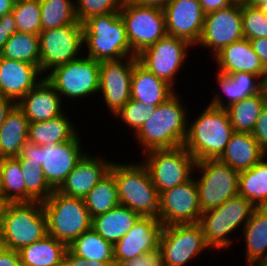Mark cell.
I'll return each mask as SVG.
<instances>
[{"mask_svg":"<svg viewBox=\"0 0 267 266\" xmlns=\"http://www.w3.org/2000/svg\"><path fill=\"white\" fill-rule=\"evenodd\" d=\"M176 92L156 106L154 114L134 135L144 153L154 149L184 146L188 133V117Z\"/></svg>","mask_w":267,"mask_h":266,"instance_id":"1","label":"cell"},{"mask_svg":"<svg viewBox=\"0 0 267 266\" xmlns=\"http://www.w3.org/2000/svg\"><path fill=\"white\" fill-rule=\"evenodd\" d=\"M187 126L184 147L196 161L218 159L234 133L226 109L210 105Z\"/></svg>","mask_w":267,"mask_h":266,"instance_id":"2","label":"cell"},{"mask_svg":"<svg viewBox=\"0 0 267 266\" xmlns=\"http://www.w3.org/2000/svg\"><path fill=\"white\" fill-rule=\"evenodd\" d=\"M47 235L42 202L5 203L0 222V246L19 251Z\"/></svg>","mask_w":267,"mask_h":266,"instance_id":"3","label":"cell"},{"mask_svg":"<svg viewBox=\"0 0 267 266\" xmlns=\"http://www.w3.org/2000/svg\"><path fill=\"white\" fill-rule=\"evenodd\" d=\"M83 45L87 57L97 60H119L136 56L127 38L125 23L119 12L95 15L83 23Z\"/></svg>","mask_w":267,"mask_h":266,"instance_id":"4","label":"cell"},{"mask_svg":"<svg viewBox=\"0 0 267 266\" xmlns=\"http://www.w3.org/2000/svg\"><path fill=\"white\" fill-rule=\"evenodd\" d=\"M115 178L120 205L141 216L158 218L159 193L143 163H112L109 171Z\"/></svg>","mask_w":267,"mask_h":266,"instance_id":"5","label":"cell"},{"mask_svg":"<svg viewBox=\"0 0 267 266\" xmlns=\"http://www.w3.org/2000/svg\"><path fill=\"white\" fill-rule=\"evenodd\" d=\"M42 205L47 217V234L67 246L91 229L92 218L82 198L68 197L54 190Z\"/></svg>","mask_w":267,"mask_h":266,"instance_id":"6","label":"cell"},{"mask_svg":"<svg viewBox=\"0 0 267 266\" xmlns=\"http://www.w3.org/2000/svg\"><path fill=\"white\" fill-rule=\"evenodd\" d=\"M256 207L243 196L229 198L219 207L203 212L198 224L207 245L213 249H226L232 243L228 236L235 229L244 228Z\"/></svg>","mask_w":267,"mask_h":266,"instance_id":"7","label":"cell"},{"mask_svg":"<svg viewBox=\"0 0 267 266\" xmlns=\"http://www.w3.org/2000/svg\"><path fill=\"white\" fill-rule=\"evenodd\" d=\"M142 163L151 176L158 193L182 185L194 176L196 160L184 146L172 149H154L145 152Z\"/></svg>","mask_w":267,"mask_h":266,"instance_id":"8","label":"cell"},{"mask_svg":"<svg viewBox=\"0 0 267 266\" xmlns=\"http://www.w3.org/2000/svg\"><path fill=\"white\" fill-rule=\"evenodd\" d=\"M195 170L202 174L195 178L202 213L238 195L239 172L229 165L218 159H207L197 161Z\"/></svg>","mask_w":267,"mask_h":266,"instance_id":"9","label":"cell"},{"mask_svg":"<svg viewBox=\"0 0 267 266\" xmlns=\"http://www.w3.org/2000/svg\"><path fill=\"white\" fill-rule=\"evenodd\" d=\"M45 76L62 97L70 100L99 93L100 61L83 57L56 66Z\"/></svg>","mask_w":267,"mask_h":266,"instance_id":"10","label":"cell"},{"mask_svg":"<svg viewBox=\"0 0 267 266\" xmlns=\"http://www.w3.org/2000/svg\"><path fill=\"white\" fill-rule=\"evenodd\" d=\"M131 50L137 56L167 35L164 11L124 0L119 11Z\"/></svg>","mask_w":267,"mask_h":266,"instance_id":"11","label":"cell"},{"mask_svg":"<svg viewBox=\"0 0 267 266\" xmlns=\"http://www.w3.org/2000/svg\"><path fill=\"white\" fill-rule=\"evenodd\" d=\"M207 245L198 223L163 226L159 238V251L164 266H184L203 251Z\"/></svg>","mask_w":267,"mask_h":266,"instance_id":"12","label":"cell"},{"mask_svg":"<svg viewBox=\"0 0 267 266\" xmlns=\"http://www.w3.org/2000/svg\"><path fill=\"white\" fill-rule=\"evenodd\" d=\"M82 44L83 24L79 21L67 26L42 30L39 33L42 74L51 71L56 66L80 58L78 55L83 47Z\"/></svg>","mask_w":267,"mask_h":266,"instance_id":"13","label":"cell"},{"mask_svg":"<svg viewBox=\"0 0 267 266\" xmlns=\"http://www.w3.org/2000/svg\"><path fill=\"white\" fill-rule=\"evenodd\" d=\"M192 46L184 39L166 35L138 54V62L149 72L174 86L173 79L188 57V48Z\"/></svg>","mask_w":267,"mask_h":266,"instance_id":"14","label":"cell"},{"mask_svg":"<svg viewBox=\"0 0 267 266\" xmlns=\"http://www.w3.org/2000/svg\"><path fill=\"white\" fill-rule=\"evenodd\" d=\"M244 38L241 5L232 4L205 14L197 46L208 48L215 55L222 48Z\"/></svg>","mask_w":267,"mask_h":266,"instance_id":"15","label":"cell"},{"mask_svg":"<svg viewBox=\"0 0 267 266\" xmlns=\"http://www.w3.org/2000/svg\"><path fill=\"white\" fill-rule=\"evenodd\" d=\"M137 62V56L100 61L99 92L114 116L131 98V78Z\"/></svg>","mask_w":267,"mask_h":266,"instance_id":"16","label":"cell"},{"mask_svg":"<svg viewBox=\"0 0 267 266\" xmlns=\"http://www.w3.org/2000/svg\"><path fill=\"white\" fill-rule=\"evenodd\" d=\"M201 214L198 188L194 178L159 193L158 219L163 226L198 223Z\"/></svg>","mask_w":267,"mask_h":266,"instance_id":"17","label":"cell"},{"mask_svg":"<svg viewBox=\"0 0 267 266\" xmlns=\"http://www.w3.org/2000/svg\"><path fill=\"white\" fill-rule=\"evenodd\" d=\"M163 11L167 35L184 39L196 46L205 17L199 0H169Z\"/></svg>","mask_w":267,"mask_h":266,"instance_id":"18","label":"cell"},{"mask_svg":"<svg viewBox=\"0 0 267 266\" xmlns=\"http://www.w3.org/2000/svg\"><path fill=\"white\" fill-rule=\"evenodd\" d=\"M162 228L163 225L158 218L141 216L134 226L113 245L115 266L128 259L159 250Z\"/></svg>","mask_w":267,"mask_h":266,"instance_id":"19","label":"cell"},{"mask_svg":"<svg viewBox=\"0 0 267 266\" xmlns=\"http://www.w3.org/2000/svg\"><path fill=\"white\" fill-rule=\"evenodd\" d=\"M78 135L67 142L41 146L40 165L46 181L54 190L61 186L86 153L82 152L81 139Z\"/></svg>","mask_w":267,"mask_h":266,"instance_id":"20","label":"cell"},{"mask_svg":"<svg viewBox=\"0 0 267 266\" xmlns=\"http://www.w3.org/2000/svg\"><path fill=\"white\" fill-rule=\"evenodd\" d=\"M40 75L43 74L36 65L0 56V96L17 104L43 79Z\"/></svg>","mask_w":267,"mask_h":266,"instance_id":"21","label":"cell"},{"mask_svg":"<svg viewBox=\"0 0 267 266\" xmlns=\"http://www.w3.org/2000/svg\"><path fill=\"white\" fill-rule=\"evenodd\" d=\"M107 161L86 153L57 191L68 197L84 199L110 171L112 162Z\"/></svg>","mask_w":267,"mask_h":266,"instance_id":"22","label":"cell"},{"mask_svg":"<svg viewBox=\"0 0 267 266\" xmlns=\"http://www.w3.org/2000/svg\"><path fill=\"white\" fill-rule=\"evenodd\" d=\"M212 57L218 65L219 72L228 75L235 72H248L259 75L267 83V70L246 38L222 48Z\"/></svg>","mask_w":267,"mask_h":266,"instance_id":"23","label":"cell"},{"mask_svg":"<svg viewBox=\"0 0 267 266\" xmlns=\"http://www.w3.org/2000/svg\"><path fill=\"white\" fill-rule=\"evenodd\" d=\"M61 96L43 76V79L30 90L17 106L28 118L29 123L54 119L64 112Z\"/></svg>","mask_w":267,"mask_h":266,"instance_id":"24","label":"cell"},{"mask_svg":"<svg viewBox=\"0 0 267 266\" xmlns=\"http://www.w3.org/2000/svg\"><path fill=\"white\" fill-rule=\"evenodd\" d=\"M217 82L228 101L225 104L223 97L221 98L218 93L213 96L209 105L224 109L232 103L261 93L267 87V83L259 75L248 72H235L228 75L218 71Z\"/></svg>","mask_w":267,"mask_h":266,"instance_id":"25","label":"cell"},{"mask_svg":"<svg viewBox=\"0 0 267 266\" xmlns=\"http://www.w3.org/2000/svg\"><path fill=\"white\" fill-rule=\"evenodd\" d=\"M167 81L149 72L139 62L133 67L131 78V99L146 105L158 106L171 97L175 91Z\"/></svg>","mask_w":267,"mask_h":266,"instance_id":"26","label":"cell"},{"mask_svg":"<svg viewBox=\"0 0 267 266\" xmlns=\"http://www.w3.org/2000/svg\"><path fill=\"white\" fill-rule=\"evenodd\" d=\"M266 155L251 133L234 132L218 160L235 171L242 172L253 167Z\"/></svg>","mask_w":267,"mask_h":266,"instance_id":"27","label":"cell"},{"mask_svg":"<svg viewBox=\"0 0 267 266\" xmlns=\"http://www.w3.org/2000/svg\"><path fill=\"white\" fill-rule=\"evenodd\" d=\"M243 230L246 266L267 263V207L255 208Z\"/></svg>","mask_w":267,"mask_h":266,"instance_id":"28","label":"cell"},{"mask_svg":"<svg viewBox=\"0 0 267 266\" xmlns=\"http://www.w3.org/2000/svg\"><path fill=\"white\" fill-rule=\"evenodd\" d=\"M28 133L29 120L16 104L0 127V158L18 157Z\"/></svg>","mask_w":267,"mask_h":266,"instance_id":"29","label":"cell"},{"mask_svg":"<svg viewBox=\"0 0 267 266\" xmlns=\"http://www.w3.org/2000/svg\"><path fill=\"white\" fill-rule=\"evenodd\" d=\"M140 217L139 213L119 205L107 213L93 217L91 228L114 245L134 226Z\"/></svg>","mask_w":267,"mask_h":266,"instance_id":"30","label":"cell"},{"mask_svg":"<svg viewBox=\"0 0 267 266\" xmlns=\"http://www.w3.org/2000/svg\"><path fill=\"white\" fill-rule=\"evenodd\" d=\"M68 246L47 234L42 239L21 248L22 266H63Z\"/></svg>","mask_w":267,"mask_h":266,"instance_id":"31","label":"cell"},{"mask_svg":"<svg viewBox=\"0 0 267 266\" xmlns=\"http://www.w3.org/2000/svg\"><path fill=\"white\" fill-rule=\"evenodd\" d=\"M66 114L42 122L29 123L28 141L39 146H51L72 140L78 132Z\"/></svg>","mask_w":267,"mask_h":266,"instance_id":"32","label":"cell"},{"mask_svg":"<svg viewBox=\"0 0 267 266\" xmlns=\"http://www.w3.org/2000/svg\"><path fill=\"white\" fill-rule=\"evenodd\" d=\"M267 105V87L259 94L226 107L234 132L251 133L262 110Z\"/></svg>","mask_w":267,"mask_h":266,"instance_id":"33","label":"cell"},{"mask_svg":"<svg viewBox=\"0 0 267 266\" xmlns=\"http://www.w3.org/2000/svg\"><path fill=\"white\" fill-rule=\"evenodd\" d=\"M266 157L250 169L239 172L238 195L248 199L256 208L267 207Z\"/></svg>","mask_w":267,"mask_h":266,"instance_id":"34","label":"cell"},{"mask_svg":"<svg viewBox=\"0 0 267 266\" xmlns=\"http://www.w3.org/2000/svg\"><path fill=\"white\" fill-rule=\"evenodd\" d=\"M68 249L88 261L114 262L113 244L92 228L77 237L68 245Z\"/></svg>","mask_w":267,"mask_h":266,"instance_id":"35","label":"cell"},{"mask_svg":"<svg viewBox=\"0 0 267 266\" xmlns=\"http://www.w3.org/2000/svg\"><path fill=\"white\" fill-rule=\"evenodd\" d=\"M0 56L27 62L40 69L39 35L17 31L8 38Z\"/></svg>","mask_w":267,"mask_h":266,"instance_id":"36","label":"cell"},{"mask_svg":"<svg viewBox=\"0 0 267 266\" xmlns=\"http://www.w3.org/2000/svg\"><path fill=\"white\" fill-rule=\"evenodd\" d=\"M91 218L120 205L114 176L108 172L84 198Z\"/></svg>","mask_w":267,"mask_h":266,"instance_id":"37","label":"cell"},{"mask_svg":"<svg viewBox=\"0 0 267 266\" xmlns=\"http://www.w3.org/2000/svg\"><path fill=\"white\" fill-rule=\"evenodd\" d=\"M4 203L26 202V185L17 157L0 158Z\"/></svg>","mask_w":267,"mask_h":266,"instance_id":"38","label":"cell"},{"mask_svg":"<svg viewBox=\"0 0 267 266\" xmlns=\"http://www.w3.org/2000/svg\"><path fill=\"white\" fill-rule=\"evenodd\" d=\"M42 30L74 24L77 21L72 0H39Z\"/></svg>","mask_w":267,"mask_h":266,"instance_id":"39","label":"cell"},{"mask_svg":"<svg viewBox=\"0 0 267 266\" xmlns=\"http://www.w3.org/2000/svg\"><path fill=\"white\" fill-rule=\"evenodd\" d=\"M26 185V202H44L54 189L46 181L42 165L34 162H20Z\"/></svg>","mask_w":267,"mask_h":266,"instance_id":"40","label":"cell"},{"mask_svg":"<svg viewBox=\"0 0 267 266\" xmlns=\"http://www.w3.org/2000/svg\"><path fill=\"white\" fill-rule=\"evenodd\" d=\"M11 12L19 32L39 35L42 31L39 0H15Z\"/></svg>","mask_w":267,"mask_h":266,"instance_id":"41","label":"cell"},{"mask_svg":"<svg viewBox=\"0 0 267 266\" xmlns=\"http://www.w3.org/2000/svg\"><path fill=\"white\" fill-rule=\"evenodd\" d=\"M244 38H267V17L250 4L241 5Z\"/></svg>","mask_w":267,"mask_h":266,"instance_id":"42","label":"cell"},{"mask_svg":"<svg viewBox=\"0 0 267 266\" xmlns=\"http://www.w3.org/2000/svg\"><path fill=\"white\" fill-rule=\"evenodd\" d=\"M155 108L156 106L154 105H146L130 98L127 104L115 115V117H120L125 125L127 124L129 128L132 127L135 135L143 124L154 114Z\"/></svg>","mask_w":267,"mask_h":266,"instance_id":"43","label":"cell"},{"mask_svg":"<svg viewBox=\"0 0 267 266\" xmlns=\"http://www.w3.org/2000/svg\"><path fill=\"white\" fill-rule=\"evenodd\" d=\"M123 1L124 0H77L74 3L77 21L83 23L89 17L95 15L119 12Z\"/></svg>","mask_w":267,"mask_h":266,"instance_id":"44","label":"cell"},{"mask_svg":"<svg viewBox=\"0 0 267 266\" xmlns=\"http://www.w3.org/2000/svg\"><path fill=\"white\" fill-rule=\"evenodd\" d=\"M117 266H164L163 256L159 250L128 259Z\"/></svg>","mask_w":267,"mask_h":266,"instance_id":"45","label":"cell"},{"mask_svg":"<svg viewBox=\"0 0 267 266\" xmlns=\"http://www.w3.org/2000/svg\"><path fill=\"white\" fill-rule=\"evenodd\" d=\"M252 135L267 154V105L257 119Z\"/></svg>","mask_w":267,"mask_h":266,"instance_id":"46","label":"cell"},{"mask_svg":"<svg viewBox=\"0 0 267 266\" xmlns=\"http://www.w3.org/2000/svg\"><path fill=\"white\" fill-rule=\"evenodd\" d=\"M17 31V25L12 12L0 17V55L8 38Z\"/></svg>","mask_w":267,"mask_h":266,"instance_id":"47","label":"cell"},{"mask_svg":"<svg viewBox=\"0 0 267 266\" xmlns=\"http://www.w3.org/2000/svg\"><path fill=\"white\" fill-rule=\"evenodd\" d=\"M41 146L32 142H25L20 155L17 157L20 162H34L40 164Z\"/></svg>","mask_w":267,"mask_h":266,"instance_id":"48","label":"cell"},{"mask_svg":"<svg viewBox=\"0 0 267 266\" xmlns=\"http://www.w3.org/2000/svg\"><path fill=\"white\" fill-rule=\"evenodd\" d=\"M0 266H22L18 251L0 246Z\"/></svg>","mask_w":267,"mask_h":266,"instance_id":"49","label":"cell"},{"mask_svg":"<svg viewBox=\"0 0 267 266\" xmlns=\"http://www.w3.org/2000/svg\"><path fill=\"white\" fill-rule=\"evenodd\" d=\"M249 41L253 50L259 56L264 68L267 70V38H255Z\"/></svg>","mask_w":267,"mask_h":266,"instance_id":"50","label":"cell"},{"mask_svg":"<svg viewBox=\"0 0 267 266\" xmlns=\"http://www.w3.org/2000/svg\"><path fill=\"white\" fill-rule=\"evenodd\" d=\"M205 14L232 5L231 0H199Z\"/></svg>","mask_w":267,"mask_h":266,"instance_id":"51","label":"cell"},{"mask_svg":"<svg viewBox=\"0 0 267 266\" xmlns=\"http://www.w3.org/2000/svg\"><path fill=\"white\" fill-rule=\"evenodd\" d=\"M88 260L74 255L69 249L66 251L63 266H87Z\"/></svg>","mask_w":267,"mask_h":266,"instance_id":"52","label":"cell"},{"mask_svg":"<svg viewBox=\"0 0 267 266\" xmlns=\"http://www.w3.org/2000/svg\"><path fill=\"white\" fill-rule=\"evenodd\" d=\"M15 105L16 103L12 99L0 96V127L6 119L7 114Z\"/></svg>","mask_w":267,"mask_h":266,"instance_id":"53","label":"cell"},{"mask_svg":"<svg viewBox=\"0 0 267 266\" xmlns=\"http://www.w3.org/2000/svg\"><path fill=\"white\" fill-rule=\"evenodd\" d=\"M133 1L143 6L155 7L163 10L164 6L169 0H133Z\"/></svg>","mask_w":267,"mask_h":266,"instance_id":"54","label":"cell"},{"mask_svg":"<svg viewBox=\"0 0 267 266\" xmlns=\"http://www.w3.org/2000/svg\"><path fill=\"white\" fill-rule=\"evenodd\" d=\"M15 0H0V17L11 13Z\"/></svg>","mask_w":267,"mask_h":266,"instance_id":"55","label":"cell"},{"mask_svg":"<svg viewBox=\"0 0 267 266\" xmlns=\"http://www.w3.org/2000/svg\"><path fill=\"white\" fill-rule=\"evenodd\" d=\"M87 266H115L114 262L89 261Z\"/></svg>","mask_w":267,"mask_h":266,"instance_id":"56","label":"cell"},{"mask_svg":"<svg viewBox=\"0 0 267 266\" xmlns=\"http://www.w3.org/2000/svg\"><path fill=\"white\" fill-rule=\"evenodd\" d=\"M0 199L4 202V189H3V178H2L1 168H0Z\"/></svg>","mask_w":267,"mask_h":266,"instance_id":"57","label":"cell"},{"mask_svg":"<svg viewBox=\"0 0 267 266\" xmlns=\"http://www.w3.org/2000/svg\"><path fill=\"white\" fill-rule=\"evenodd\" d=\"M267 3V0H250L249 4L253 7H259L260 5Z\"/></svg>","mask_w":267,"mask_h":266,"instance_id":"58","label":"cell"},{"mask_svg":"<svg viewBox=\"0 0 267 266\" xmlns=\"http://www.w3.org/2000/svg\"><path fill=\"white\" fill-rule=\"evenodd\" d=\"M234 4L244 5L249 4L250 0H231Z\"/></svg>","mask_w":267,"mask_h":266,"instance_id":"59","label":"cell"},{"mask_svg":"<svg viewBox=\"0 0 267 266\" xmlns=\"http://www.w3.org/2000/svg\"><path fill=\"white\" fill-rule=\"evenodd\" d=\"M258 8H259V9L264 13V15L267 17V3H264V4L260 5Z\"/></svg>","mask_w":267,"mask_h":266,"instance_id":"60","label":"cell"},{"mask_svg":"<svg viewBox=\"0 0 267 266\" xmlns=\"http://www.w3.org/2000/svg\"><path fill=\"white\" fill-rule=\"evenodd\" d=\"M4 205L5 203L0 199V222H1L2 211H3Z\"/></svg>","mask_w":267,"mask_h":266,"instance_id":"61","label":"cell"}]
</instances>
